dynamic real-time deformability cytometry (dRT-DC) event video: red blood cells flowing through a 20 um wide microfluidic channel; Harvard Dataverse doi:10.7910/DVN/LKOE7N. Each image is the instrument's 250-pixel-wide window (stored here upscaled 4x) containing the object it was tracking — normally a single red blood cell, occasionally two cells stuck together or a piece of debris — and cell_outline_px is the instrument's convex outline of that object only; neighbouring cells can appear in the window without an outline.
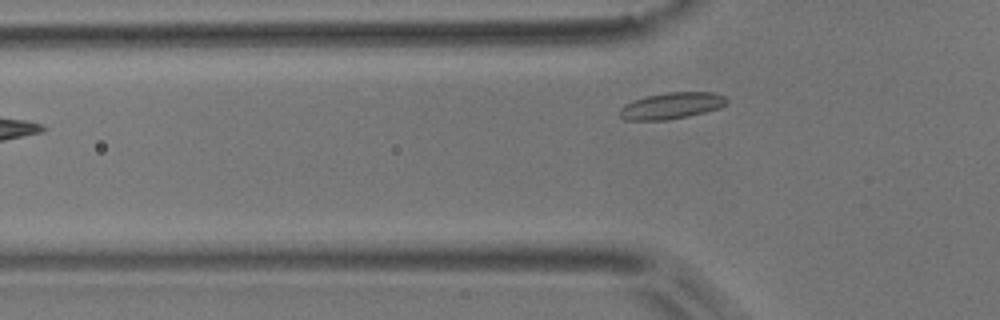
{"species": "common noctule bat (a hibernating species)", "species_latin": "Nyctalus noctula", "temperature_condition": "room temperature", "stored_images_in_passage": 4, "camera_frame_rate_fps": 3000, "um_per_image_px": 0.085, "animal": {"sex": "male", "body_mass_g": 17.9}, "frame": {"image": 1, "passage_image": 4, "time_ms": 1.0, "image_size_px": [1000, 320], "cell_outline_px": [[728, 100], [720, 108], [688, 116], [668, 120], [624, 120], [620, 116], [620, 108], [624, 104], [632, 100], [648, 96], [668, 92], [712, 92], [724, 96]], "centroid_in_image_um": [57.05, 8.99], "position_along_channel_um": 68.7, "area_um2": 16.42}}